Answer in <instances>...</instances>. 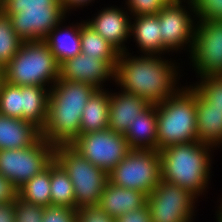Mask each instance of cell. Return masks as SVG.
I'll use <instances>...</instances> for the list:
<instances>
[{"mask_svg": "<svg viewBox=\"0 0 222 222\" xmlns=\"http://www.w3.org/2000/svg\"><path fill=\"white\" fill-rule=\"evenodd\" d=\"M121 52L115 69V84L119 89L158 104L173 95L183 78V61L168 55H137ZM181 64V65H180ZM181 68V69H180ZM183 71V72H181Z\"/></svg>", "mask_w": 222, "mask_h": 222, "instance_id": "cell-1", "label": "cell"}, {"mask_svg": "<svg viewBox=\"0 0 222 222\" xmlns=\"http://www.w3.org/2000/svg\"><path fill=\"white\" fill-rule=\"evenodd\" d=\"M97 89L87 83L58 79L50 88L48 115L41 137L53 146L70 145L80 135V122Z\"/></svg>", "mask_w": 222, "mask_h": 222, "instance_id": "cell-2", "label": "cell"}, {"mask_svg": "<svg viewBox=\"0 0 222 222\" xmlns=\"http://www.w3.org/2000/svg\"><path fill=\"white\" fill-rule=\"evenodd\" d=\"M214 150H217L214 146L199 140L163 149L159 152L161 179L187 189L198 199L205 198L208 189L212 188L209 186Z\"/></svg>", "mask_w": 222, "mask_h": 222, "instance_id": "cell-3", "label": "cell"}, {"mask_svg": "<svg viewBox=\"0 0 222 222\" xmlns=\"http://www.w3.org/2000/svg\"><path fill=\"white\" fill-rule=\"evenodd\" d=\"M158 151L180 143L198 141L196 93L186 84L156 104Z\"/></svg>", "mask_w": 222, "mask_h": 222, "instance_id": "cell-4", "label": "cell"}, {"mask_svg": "<svg viewBox=\"0 0 222 222\" xmlns=\"http://www.w3.org/2000/svg\"><path fill=\"white\" fill-rule=\"evenodd\" d=\"M3 69L5 81L16 86L51 88L59 79V64L43 41L23 42Z\"/></svg>", "mask_w": 222, "mask_h": 222, "instance_id": "cell-5", "label": "cell"}, {"mask_svg": "<svg viewBox=\"0 0 222 222\" xmlns=\"http://www.w3.org/2000/svg\"><path fill=\"white\" fill-rule=\"evenodd\" d=\"M54 160L67 173L74 187L76 210L97 206L107 183L108 173L93 165L71 145L55 147Z\"/></svg>", "mask_w": 222, "mask_h": 222, "instance_id": "cell-6", "label": "cell"}, {"mask_svg": "<svg viewBox=\"0 0 222 222\" xmlns=\"http://www.w3.org/2000/svg\"><path fill=\"white\" fill-rule=\"evenodd\" d=\"M114 185L150 194L161 181L160 153L151 149H131L108 173Z\"/></svg>", "mask_w": 222, "mask_h": 222, "instance_id": "cell-7", "label": "cell"}, {"mask_svg": "<svg viewBox=\"0 0 222 222\" xmlns=\"http://www.w3.org/2000/svg\"><path fill=\"white\" fill-rule=\"evenodd\" d=\"M54 153L42 137L27 148L0 150V174L19 189L54 161Z\"/></svg>", "mask_w": 222, "mask_h": 222, "instance_id": "cell-8", "label": "cell"}, {"mask_svg": "<svg viewBox=\"0 0 222 222\" xmlns=\"http://www.w3.org/2000/svg\"><path fill=\"white\" fill-rule=\"evenodd\" d=\"M199 201L187 189L161 179L147 195L146 205L151 222H195Z\"/></svg>", "mask_w": 222, "mask_h": 222, "instance_id": "cell-9", "label": "cell"}, {"mask_svg": "<svg viewBox=\"0 0 222 222\" xmlns=\"http://www.w3.org/2000/svg\"><path fill=\"white\" fill-rule=\"evenodd\" d=\"M157 15L162 34V47L169 57L170 54L174 56L173 53L178 55L183 51L189 55L197 21L192 0L164 5Z\"/></svg>", "mask_w": 222, "mask_h": 222, "instance_id": "cell-10", "label": "cell"}, {"mask_svg": "<svg viewBox=\"0 0 222 222\" xmlns=\"http://www.w3.org/2000/svg\"><path fill=\"white\" fill-rule=\"evenodd\" d=\"M188 62L197 79L222 75V20L196 21Z\"/></svg>", "mask_w": 222, "mask_h": 222, "instance_id": "cell-11", "label": "cell"}, {"mask_svg": "<svg viewBox=\"0 0 222 222\" xmlns=\"http://www.w3.org/2000/svg\"><path fill=\"white\" fill-rule=\"evenodd\" d=\"M70 145L107 173L131 150L124 134L110 129L81 134Z\"/></svg>", "mask_w": 222, "mask_h": 222, "instance_id": "cell-12", "label": "cell"}, {"mask_svg": "<svg viewBox=\"0 0 222 222\" xmlns=\"http://www.w3.org/2000/svg\"><path fill=\"white\" fill-rule=\"evenodd\" d=\"M6 15L15 33L23 42L43 41L47 34L68 16L62 5L22 9L16 14Z\"/></svg>", "mask_w": 222, "mask_h": 222, "instance_id": "cell-13", "label": "cell"}, {"mask_svg": "<svg viewBox=\"0 0 222 222\" xmlns=\"http://www.w3.org/2000/svg\"><path fill=\"white\" fill-rule=\"evenodd\" d=\"M84 19L91 28L112 44L120 53L129 52L126 43L131 40V14L123 5L102 7L94 15Z\"/></svg>", "mask_w": 222, "mask_h": 222, "instance_id": "cell-14", "label": "cell"}, {"mask_svg": "<svg viewBox=\"0 0 222 222\" xmlns=\"http://www.w3.org/2000/svg\"><path fill=\"white\" fill-rule=\"evenodd\" d=\"M59 79L87 83L96 89H106L109 83L115 84V70L106 61L81 52L59 66Z\"/></svg>", "mask_w": 222, "mask_h": 222, "instance_id": "cell-15", "label": "cell"}, {"mask_svg": "<svg viewBox=\"0 0 222 222\" xmlns=\"http://www.w3.org/2000/svg\"><path fill=\"white\" fill-rule=\"evenodd\" d=\"M149 105L150 103L144 98L125 92L117 86L114 90L110 88L108 129L125 134L131 122Z\"/></svg>", "mask_w": 222, "mask_h": 222, "instance_id": "cell-16", "label": "cell"}, {"mask_svg": "<svg viewBox=\"0 0 222 222\" xmlns=\"http://www.w3.org/2000/svg\"><path fill=\"white\" fill-rule=\"evenodd\" d=\"M70 15L54 27L43 42L50 48L59 66L81 53L80 20L67 25ZM67 20V21H66ZM65 23V24H64Z\"/></svg>", "mask_w": 222, "mask_h": 222, "instance_id": "cell-17", "label": "cell"}, {"mask_svg": "<svg viewBox=\"0 0 222 222\" xmlns=\"http://www.w3.org/2000/svg\"><path fill=\"white\" fill-rule=\"evenodd\" d=\"M130 38L137 55H168L162 47V34L157 14L131 16Z\"/></svg>", "mask_w": 222, "mask_h": 222, "instance_id": "cell-18", "label": "cell"}, {"mask_svg": "<svg viewBox=\"0 0 222 222\" xmlns=\"http://www.w3.org/2000/svg\"><path fill=\"white\" fill-rule=\"evenodd\" d=\"M196 93V134L202 143L210 144L217 150L222 149V110L212 105L189 83Z\"/></svg>", "mask_w": 222, "mask_h": 222, "instance_id": "cell-19", "label": "cell"}, {"mask_svg": "<svg viewBox=\"0 0 222 222\" xmlns=\"http://www.w3.org/2000/svg\"><path fill=\"white\" fill-rule=\"evenodd\" d=\"M146 200L147 195L144 192L120 187L108 180L98 206L109 216L117 218L131 210L142 208Z\"/></svg>", "mask_w": 222, "mask_h": 222, "instance_id": "cell-20", "label": "cell"}, {"mask_svg": "<svg viewBox=\"0 0 222 222\" xmlns=\"http://www.w3.org/2000/svg\"><path fill=\"white\" fill-rule=\"evenodd\" d=\"M40 137L41 130L32 122L0 114V150L27 148Z\"/></svg>", "mask_w": 222, "mask_h": 222, "instance_id": "cell-21", "label": "cell"}, {"mask_svg": "<svg viewBox=\"0 0 222 222\" xmlns=\"http://www.w3.org/2000/svg\"><path fill=\"white\" fill-rule=\"evenodd\" d=\"M131 149L158 151L156 104H150L141 112L124 134Z\"/></svg>", "mask_w": 222, "mask_h": 222, "instance_id": "cell-22", "label": "cell"}, {"mask_svg": "<svg viewBox=\"0 0 222 222\" xmlns=\"http://www.w3.org/2000/svg\"><path fill=\"white\" fill-rule=\"evenodd\" d=\"M109 128V88L97 89L82 113L80 135Z\"/></svg>", "mask_w": 222, "mask_h": 222, "instance_id": "cell-23", "label": "cell"}, {"mask_svg": "<svg viewBox=\"0 0 222 222\" xmlns=\"http://www.w3.org/2000/svg\"><path fill=\"white\" fill-rule=\"evenodd\" d=\"M49 96L50 88L22 86V119L42 130L47 120Z\"/></svg>", "mask_w": 222, "mask_h": 222, "instance_id": "cell-24", "label": "cell"}, {"mask_svg": "<svg viewBox=\"0 0 222 222\" xmlns=\"http://www.w3.org/2000/svg\"><path fill=\"white\" fill-rule=\"evenodd\" d=\"M80 38L82 53L104 60L114 70L116 69L120 52L83 19L80 20Z\"/></svg>", "mask_w": 222, "mask_h": 222, "instance_id": "cell-25", "label": "cell"}, {"mask_svg": "<svg viewBox=\"0 0 222 222\" xmlns=\"http://www.w3.org/2000/svg\"><path fill=\"white\" fill-rule=\"evenodd\" d=\"M51 205L76 209L74 187L64 169L54 160L50 164Z\"/></svg>", "mask_w": 222, "mask_h": 222, "instance_id": "cell-26", "label": "cell"}, {"mask_svg": "<svg viewBox=\"0 0 222 222\" xmlns=\"http://www.w3.org/2000/svg\"><path fill=\"white\" fill-rule=\"evenodd\" d=\"M50 165L18 189V196L34 205L51 206Z\"/></svg>", "mask_w": 222, "mask_h": 222, "instance_id": "cell-27", "label": "cell"}, {"mask_svg": "<svg viewBox=\"0 0 222 222\" xmlns=\"http://www.w3.org/2000/svg\"><path fill=\"white\" fill-rule=\"evenodd\" d=\"M22 43L12 28L10 19L0 10V65L3 68L17 54Z\"/></svg>", "mask_w": 222, "mask_h": 222, "instance_id": "cell-28", "label": "cell"}, {"mask_svg": "<svg viewBox=\"0 0 222 222\" xmlns=\"http://www.w3.org/2000/svg\"><path fill=\"white\" fill-rule=\"evenodd\" d=\"M0 114L22 119V86L4 82L0 91Z\"/></svg>", "mask_w": 222, "mask_h": 222, "instance_id": "cell-29", "label": "cell"}, {"mask_svg": "<svg viewBox=\"0 0 222 222\" xmlns=\"http://www.w3.org/2000/svg\"><path fill=\"white\" fill-rule=\"evenodd\" d=\"M194 82H187L186 80V83H191L212 105L213 109L222 110V75H209Z\"/></svg>", "mask_w": 222, "mask_h": 222, "instance_id": "cell-30", "label": "cell"}, {"mask_svg": "<svg viewBox=\"0 0 222 222\" xmlns=\"http://www.w3.org/2000/svg\"><path fill=\"white\" fill-rule=\"evenodd\" d=\"M15 222H42L44 207L34 205L17 196L15 202Z\"/></svg>", "mask_w": 222, "mask_h": 222, "instance_id": "cell-31", "label": "cell"}, {"mask_svg": "<svg viewBox=\"0 0 222 222\" xmlns=\"http://www.w3.org/2000/svg\"><path fill=\"white\" fill-rule=\"evenodd\" d=\"M197 20H222V0H192Z\"/></svg>", "mask_w": 222, "mask_h": 222, "instance_id": "cell-32", "label": "cell"}, {"mask_svg": "<svg viewBox=\"0 0 222 222\" xmlns=\"http://www.w3.org/2000/svg\"><path fill=\"white\" fill-rule=\"evenodd\" d=\"M48 5H61L60 0H0V10L4 14H16L22 9L45 8Z\"/></svg>", "mask_w": 222, "mask_h": 222, "instance_id": "cell-33", "label": "cell"}, {"mask_svg": "<svg viewBox=\"0 0 222 222\" xmlns=\"http://www.w3.org/2000/svg\"><path fill=\"white\" fill-rule=\"evenodd\" d=\"M131 16L157 14L165 5L161 0H123Z\"/></svg>", "mask_w": 222, "mask_h": 222, "instance_id": "cell-34", "label": "cell"}, {"mask_svg": "<svg viewBox=\"0 0 222 222\" xmlns=\"http://www.w3.org/2000/svg\"><path fill=\"white\" fill-rule=\"evenodd\" d=\"M77 210L64 206L44 207L42 222H76Z\"/></svg>", "mask_w": 222, "mask_h": 222, "instance_id": "cell-35", "label": "cell"}, {"mask_svg": "<svg viewBox=\"0 0 222 222\" xmlns=\"http://www.w3.org/2000/svg\"><path fill=\"white\" fill-rule=\"evenodd\" d=\"M76 222H115V218L109 216L97 205L78 209Z\"/></svg>", "mask_w": 222, "mask_h": 222, "instance_id": "cell-36", "label": "cell"}, {"mask_svg": "<svg viewBox=\"0 0 222 222\" xmlns=\"http://www.w3.org/2000/svg\"><path fill=\"white\" fill-rule=\"evenodd\" d=\"M115 222H151L149 208L145 204L142 208L119 215L115 218Z\"/></svg>", "mask_w": 222, "mask_h": 222, "instance_id": "cell-37", "label": "cell"}, {"mask_svg": "<svg viewBox=\"0 0 222 222\" xmlns=\"http://www.w3.org/2000/svg\"><path fill=\"white\" fill-rule=\"evenodd\" d=\"M18 196V189L11 181H8L0 174V204L15 202Z\"/></svg>", "mask_w": 222, "mask_h": 222, "instance_id": "cell-38", "label": "cell"}, {"mask_svg": "<svg viewBox=\"0 0 222 222\" xmlns=\"http://www.w3.org/2000/svg\"><path fill=\"white\" fill-rule=\"evenodd\" d=\"M95 2V0H60V3L64 9V11L70 16L71 13L73 14L74 11L78 10H83L90 5L93 6L92 4ZM78 9V10H77ZM73 11V12H72Z\"/></svg>", "mask_w": 222, "mask_h": 222, "instance_id": "cell-39", "label": "cell"}, {"mask_svg": "<svg viewBox=\"0 0 222 222\" xmlns=\"http://www.w3.org/2000/svg\"><path fill=\"white\" fill-rule=\"evenodd\" d=\"M0 222H15L14 202L0 204Z\"/></svg>", "mask_w": 222, "mask_h": 222, "instance_id": "cell-40", "label": "cell"}, {"mask_svg": "<svg viewBox=\"0 0 222 222\" xmlns=\"http://www.w3.org/2000/svg\"><path fill=\"white\" fill-rule=\"evenodd\" d=\"M216 214H214V215H216L215 217H216V222H222V207H217V210H216V212H215Z\"/></svg>", "mask_w": 222, "mask_h": 222, "instance_id": "cell-41", "label": "cell"}, {"mask_svg": "<svg viewBox=\"0 0 222 222\" xmlns=\"http://www.w3.org/2000/svg\"><path fill=\"white\" fill-rule=\"evenodd\" d=\"M165 5L167 4H177V3H182L187 0H161Z\"/></svg>", "mask_w": 222, "mask_h": 222, "instance_id": "cell-42", "label": "cell"}, {"mask_svg": "<svg viewBox=\"0 0 222 222\" xmlns=\"http://www.w3.org/2000/svg\"><path fill=\"white\" fill-rule=\"evenodd\" d=\"M4 82H5V72L4 69H0V91Z\"/></svg>", "mask_w": 222, "mask_h": 222, "instance_id": "cell-43", "label": "cell"}, {"mask_svg": "<svg viewBox=\"0 0 222 222\" xmlns=\"http://www.w3.org/2000/svg\"><path fill=\"white\" fill-rule=\"evenodd\" d=\"M219 199H220V200H219ZM219 199H218V201H217V203L219 202L217 206H218V207H222V197L219 198Z\"/></svg>", "mask_w": 222, "mask_h": 222, "instance_id": "cell-44", "label": "cell"}]
</instances>
